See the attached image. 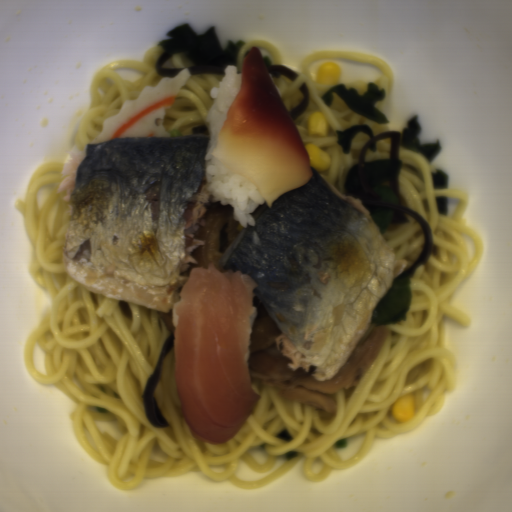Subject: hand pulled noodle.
<instances>
[{
  "label": "hand pulled noodle",
  "mask_w": 512,
  "mask_h": 512,
  "mask_svg": "<svg viewBox=\"0 0 512 512\" xmlns=\"http://www.w3.org/2000/svg\"><path fill=\"white\" fill-rule=\"evenodd\" d=\"M162 55L158 46L150 48L141 60L120 59L109 62L94 73L88 108L78 126L76 145L80 150L102 130L103 121L121 109L124 102L137 99L145 86L161 82L156 62Z\"/></svg>",
  "instance_id": "2289bc40"
},
{
  "label": "hand pulled noodle",
  "mask_w": 512,
  "mask_h": 512,
  "mask_svg": "<svg viewBox=\"0 0 512 512\" xmlns=\"http://www.w3.org/2000/svg\"><path fill=\"white\" fill-rule=\"evenodd\" d=\"M368 82L369 81H359L358 80V81L346 84L345 86L351 87V88L357 90L360 94H365Z\"/></svg>",
  "instance_id": "3b3798af"
},
{
  "label": "hand pulled noodle",
  "mask_w": 512,
  "mask_h": 512,
  "mask_svg": "<svg viewBox=\"0 0 512 512\" xmlns=\"http://www.w3.org/2000/svg\"><path fill=\"white\" fill-rule=\"evenodd\" d=\"M391 139L385 138L376 142L375 150L364 152L365 161L388 160L390 158Z\"/></svg>",
  "instance_id": "6c469fb5"
},
{
  "label": "hand pulled noodle",
  "mask_w": 512,
  "mask_h": 512,
  "mask_svg": "<svg viewBox=\"0 0 512 512\" xmlns=\"http://www.w3.org/2000/svg\"><path fill=\"white\" fill-rule=\"evenodd\" d=\"M321 60H340L353 64H370L380 72L374 82L378 89L384 90V98L377 103L376 107L382 112L390 96L395 83V71L384 60L356 51L339 50H318L303 56L301 63V74H298L294 81L286 76L271 77L288 112L296 107L304 97L299 87L305 83L309 92V104L305 112L293 120L303 144H314L323 150L330 158V166L323 172L314 169L328 184L336 188L346 196L344 182L347 171L357 164L360 152L369 139L365 133L354 135L349 153H343L337 140L336 130L351 128L356 124H366L374 135L390 131L386 124L374 123L363 115L347 107L337 94L334 93L332 105H327L321 97L333 86L311 78L310 68ZM313 110L322 111L328 122V133L324 138L311 137L308 133L306 123Z\"/></svg>",
  "instance_id": "772679e5"
},
{
  "label": "hand pulled noodle",
  "mask_w": 512,
  "mask_h": 512,
  "mask_svg": "<svg viewBox=\"0 0 512 512\" xmlns=\"http://www.w3.org/2000/svg\"><path fill=\"white\" fill-rule=\"evenodd\" d=\"M252 46H256L261 56H267L271 62V64H277L283 66L282 61V55L279 52L278 48L269 43L266 40H253V41H246L243 43L242 48L240 52L237 55V63L236 68L238 71V74L243 73V62L248 54V52L251 50Z\"/></svg>",
  "instance_id": "2babfb4a"
},
{
  "label": "hand pulled noodle",
  "mask_w": 512,
  "mask_h": 512,
  "mask_svg": "<svg viewBox=\"0 0 512 512\" xmlns=\"http://www.w3.org/2000/svg\"><path fill=\"white\" fill-rule=\"evenodd\" d=\"M400 192L421 216L431 236L428 260L410 276L411 300L403 321L370 324L388 335L375 359L351 388L334 396L335 409L321 411L252 381L261 394L245 423L225 443L195 435L183 416L175 376L174 347L163 358L154 396L169 426H154L143 395L168 337L173 313H165L85 288L67 273L64 246L70 206L59 187L63 163L41 165L24 198L15 200L34 248L33 282L50 295L49 312L26 338L24 365L41 385H53L73 403L72 432L78 444L106 467L120 490L146 480L201 473L242 489L264 487L301 463L306 480L322 482L335 470H350L376 439H390L436 415L457 386V358L445 344V318L469 326L454 305L458 288L476 270L485 243L464 216L470 197L461 190L434 189L425 155L400 148ZM447 196L439 215L435 197ZM361 336V337H362ZM414 397L413 419L396 422L391 407ZM286 428L290 442L275 436ZM345 439L347 448L335 442ZM297 451L287 460L284 454Z\"/></svg>",
  "instance_id": "14784b9a"
},
{
  "label": "hand pulled noodle",
  "mask_w": 512,
  "mask_h": 512,
  "mask_svg": "<svg viewBox=\"0 0 512 512\" xmlns=\"http://www.w3.org/2000/svg\"><path fill=\"white\" fill-rule=\"evenodd\" d=\"M224 75H190L165 109V130H179L182 136H194V126H208L207 114L213 104L210 92L219 88Z\"/></svg>",
  "instance_id": "bd1af8b7"
},
{
  "label": "hand pulled noodle",
  "mask_w": 512,
  "mask_h": 512,
  "mask_svg": "<svg viewBox=\"0 0 512 512\" xmlns=\"http://www.w3.org/2000/svg\"><path fill=\"white\" fill-rule=\"evenodd\" d=\"M195 62L192 58L185 56L183 54H175L167 59V61L162 65L163 68H185L190 66H195Z\"/></svg>",
  "instance_id": "7befea95"
},
{
  "label": "hand pulled noodle",
  "mask_w": 512,
  "mask_h": 512,
  "mask_svg": "<svg viewBox=\"0 0 512 512\" xmlns=\"http://www.w3.org/2000/svg\"><path fill=\"white\" fill-rule=\"evenodd\" d=\"M403 214L409 218L408 223L380 233L392 249L396 259L394 278L401 275L414 264L423 248V228L408 213Z\"/></svg>",
  "instance_id": "8796e031"
}]
</instances>
